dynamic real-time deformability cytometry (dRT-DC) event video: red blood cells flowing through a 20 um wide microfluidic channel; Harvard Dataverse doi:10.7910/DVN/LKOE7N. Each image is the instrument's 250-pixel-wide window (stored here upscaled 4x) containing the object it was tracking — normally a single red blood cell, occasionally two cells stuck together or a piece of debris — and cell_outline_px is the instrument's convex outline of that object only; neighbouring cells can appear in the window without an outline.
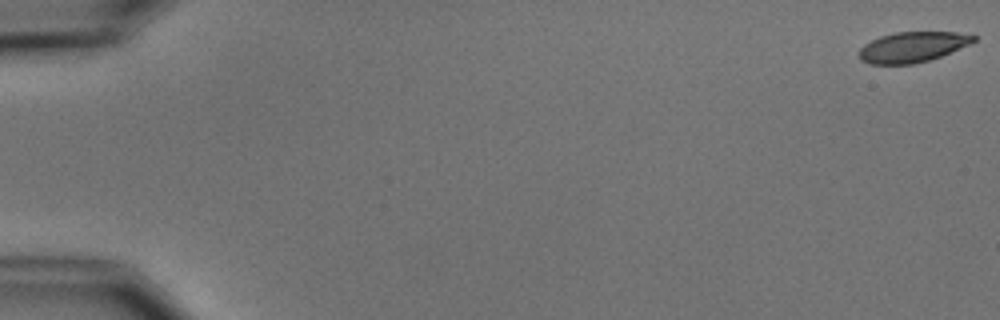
{"species": "common noctule bat (a hibernating species)", "species_latin": "Nyctalus noctula", "temperature_condition": "cold", "stored_images_in_passage": 6, "camera_frame_rate_fps": 3000, "um_per_image_px": 0.085, "animal": {"sex": "male", "body_mass_g": 15.6}, "frame": {"image": 1, "passage_image": 1, "time_ms": 0.0, "image_size_px": [1000, 320], "cell_outline_px": [[976, 40], [968, 44], [940, 56], [928, 60], [912, 64], [872, 64], [860, 60], [860, 48], [864, 44], [880, 36], [896, 32], [956, 32], [976, 36]], "centroid_in_image_um": [77.53, 3.99], "position_along_channel_um": 7.5, "area_um2": 19.94}}
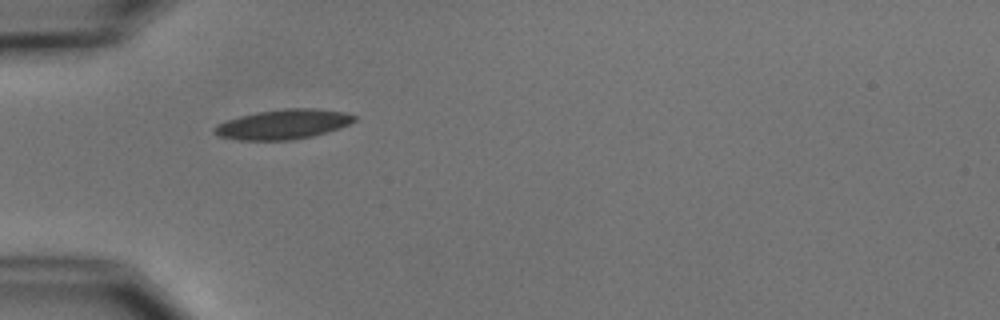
{"frame": {"image": 2, "passage_image": 5, "time_ms": 5.667, "image_size_px": [1000, 320], "cell_outline_px": [[356, 120], [340, 128], [328, 132], [312, 136], [288, 140], [240, 140], [216, 136], [212, 132], [212, 128], [216, 124], [240, 116], [256, 112], [284, 108], [316, 108], [344, 112], [356, 116]], "centroid_in_image_um": [24.04, 10.56], "position_along_channel_um": 61.0, "area_um2": 24.39}}